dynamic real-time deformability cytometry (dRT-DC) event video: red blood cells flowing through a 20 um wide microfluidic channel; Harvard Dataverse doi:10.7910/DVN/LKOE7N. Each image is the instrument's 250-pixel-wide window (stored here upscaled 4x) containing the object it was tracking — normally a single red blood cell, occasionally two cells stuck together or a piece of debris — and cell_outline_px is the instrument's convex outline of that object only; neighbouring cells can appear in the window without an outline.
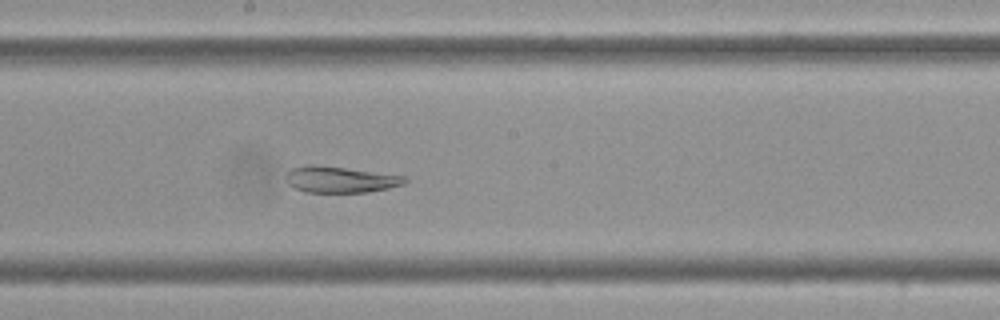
{"species": "Egyptian fruit bat (a non-hibernating species)", "species_latin": "Rousettus aegyptiacus", "temperature_condition": "cold", "stored_images_in_passage": 59, "camera_frame_rate_fps": 3000, "um_per_image_px": 0.085, "frame": {"image": 1, "passage_image": 33, "time_ms": 10.667, "image_size_px": [1000, 320], "cell_outline_px": [[408, 180], [404, 184], [388, 188], [368, 192], [304, 192], [292, 188], [288, 184], [288, 172], [292, 168], [308, 164], [312, 164], [344, 168], [404, 176]], "centroid_in_image_um": [28.9, 15.27], "position_along_channel_um": 219.3, "area_um2": 17.92}}
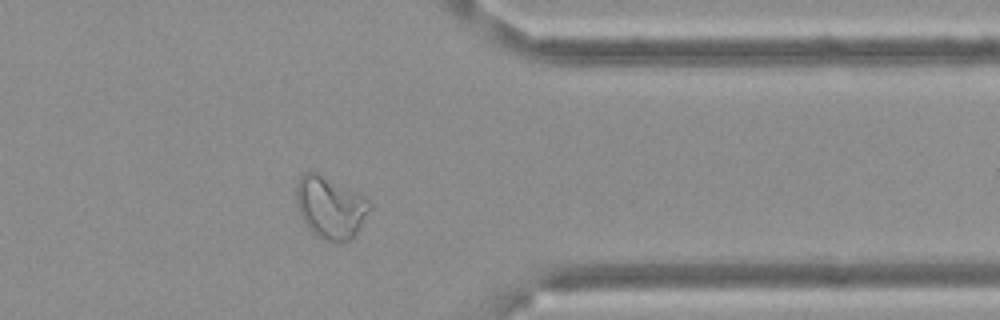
{"frame": {"image": 2, "passage_image": 48, "time_ms": 15.667, "image_size_px": [1000, 320], "cell_outline_px": [[372, 208], [356, 236], [352, 240], [336, 244], [324, 240], [316, 236], [308, 228], [300, 212], [296, 200], [296, 188], [300, 176], [304, 172], [316, 172], [364, 196], [372, 204]], "centroid_in_image_um": [28.12, 17.68], "position_along_channel_um": 383.3, "area_um2": 26.76}}
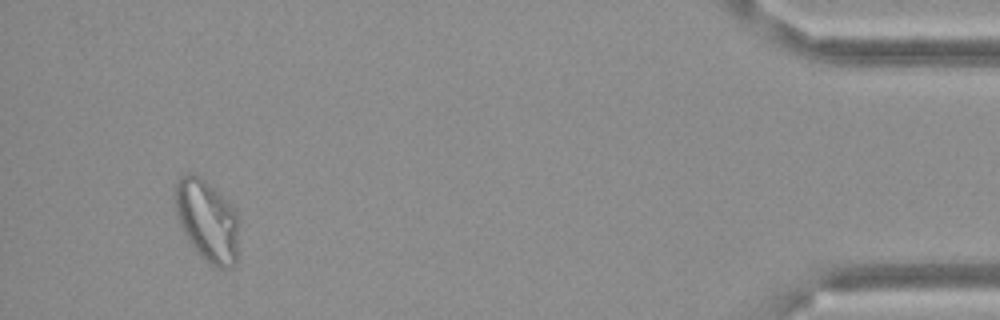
{"frame": {"image": 3, "passage_image": 56, "time_ms": 18.333, "image_size_px": [1000, 320], "cell_outline_px": [[240, 220], [236, 264], [232, 268], [216, 268], [200, 256], [196, 252], [188, 240], [180, 224], [176, 212], [176, 180], [180, 176], [188, 172], [192, 172], [200, 176], [232, 204], [240, 216]], "centroid_in_image_um": [17.66, 18.76], "position_along_channel_um": 417.5, "area_um2": 30.92}, "authors_computed_cell_mechanics": {"area_um2": 27.2816, "velocity_mm_per_s": 3.4766, "shape_relaxation_time_tau1_ms": null, "shape_relaxation_time_tau2_ms": 1.5912, "deformation_change_tau1": null, "deformation_change_tau2": 0.0608}}